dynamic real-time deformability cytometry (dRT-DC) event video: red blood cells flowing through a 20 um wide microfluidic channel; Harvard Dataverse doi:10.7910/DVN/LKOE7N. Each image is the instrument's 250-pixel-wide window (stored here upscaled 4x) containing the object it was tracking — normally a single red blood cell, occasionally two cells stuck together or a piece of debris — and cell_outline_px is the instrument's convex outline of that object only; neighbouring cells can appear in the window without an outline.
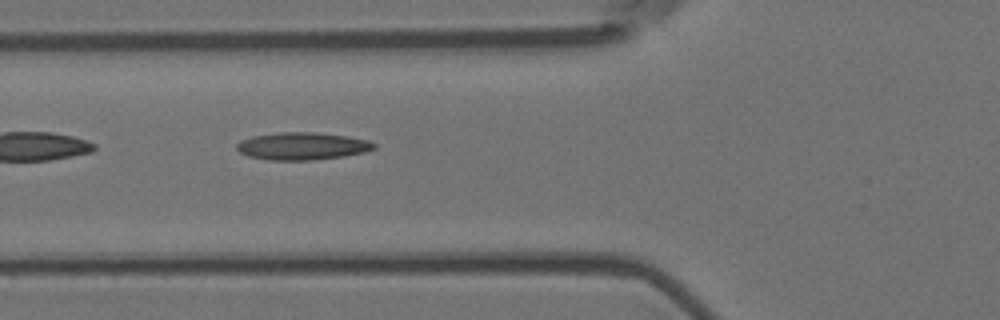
{"species": "Egyptian fruit bat (a non-hibernating species)", "species_latin": "Rousettus aegyptiacus", "temperature_condition": "room temperature", "stored_images_in_passage": 3, "camera_frame_rate_fps": 3000, "um_per_image_px": 0.085, "animal": {"sex": "female"}, "frame": {"image": 1, "passage_image": 3, "time_ms": 0.667, "image_size_px": [1000, 320], "cell_outline_px": [[376, 148], [364, 152], [344, 156], [312, 160], [268, 160], [248, 156], [240, 152], [236, 148], [236, 144], [240, 140], [252, 136], [276, 132], [316, 132], [348, 136], [368, 140], [376, 144]], "centroid_in_image_um": [25.68, 12.41], "position_along_channel_um": 100.1, "area_um2": 22.14}}